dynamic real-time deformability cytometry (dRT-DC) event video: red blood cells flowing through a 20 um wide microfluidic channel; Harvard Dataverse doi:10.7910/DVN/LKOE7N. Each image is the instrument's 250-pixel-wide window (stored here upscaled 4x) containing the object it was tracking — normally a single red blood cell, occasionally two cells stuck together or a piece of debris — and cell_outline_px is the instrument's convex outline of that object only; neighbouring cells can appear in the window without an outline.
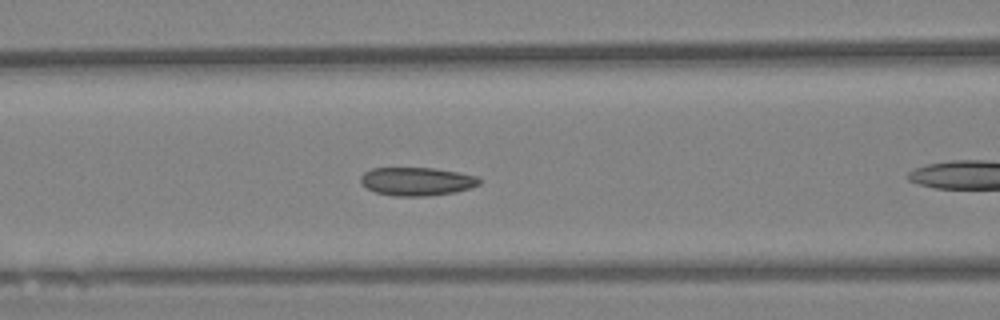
{"species": "Egyptian fruit bat (a non-hibernating species)", "species_latin": "Rousettus aegyptiacus", "temperature_condition": "warm", "stored_images_in_passage": 46, "camera_frame_rate_fps": 3000, "um_per_image_px": 0.085, "animal": {"sex": "female"}, "frame": {"image": 1, "passage_image": 10, "time_ms": 3.0, "image_size_px": [1000, 320], "cell_outline_px": [[484, 180], [480, 184], [456, 192], [428, 196], [396, 196], [376, 192], [368, 188], [360, 180], [360, 176], [364, 172], [372, 168], [432, 168], [456, 172], [476, 176]], "centroid_in_image_um": [35.45, 15.42], "position_along_channel_um": 131.2, "area_um2": 19.48}}
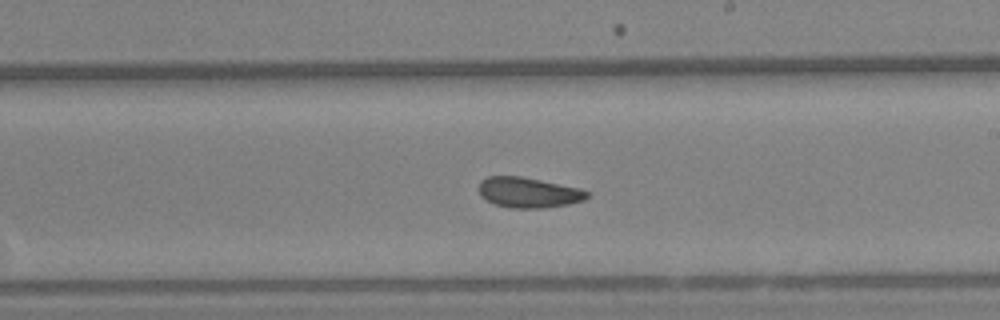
{"frame": {"image": 2, "passage_image": 20, "time_ms": 6.333, "image_size_px": [1000, 320], "cell_outline_px": [[588, 196], [584, 200], [568, 204], [544, 208], [512, 208], [496, 204], [480, 196], [480, 180], [488, 176], [520, 176], [580, 188], [588, 192]], "centroid_in_image_um": [44.92, 16.36], "position_along_channel_um": 244.1, "area_um2": 18.96}}
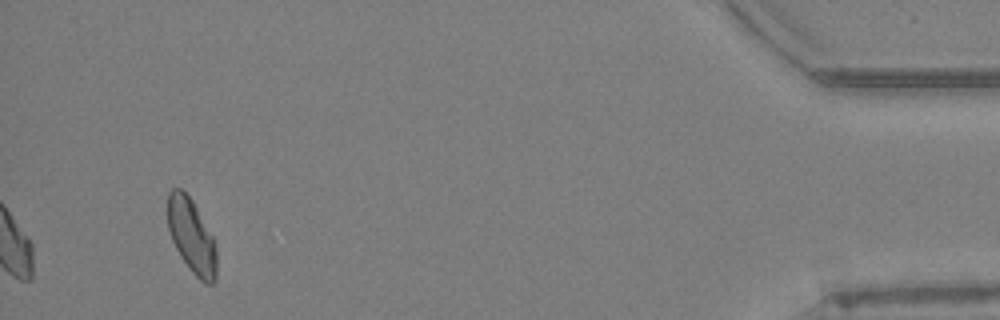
{"frame": {"image": 3, "passage_image": 46, "time_ms": 15.0, "image_size_px": [1000, 320], "cell_outline_px": [[216, 280], [212, 284], [204, 284], [192, 272], [180, 256], [172, 240], [168, 228], [168, 192], [172, 188], [180, 188], [192, 200], [216, 240]], "centroid_in_image_um": [16.31, 20.08], "position_along_channel_um": 418.9, "area_um2": 21.33}, "authors_computed_cell_mechanics": {"area_um2": 19.2474, "velocity_mm_per_s": 3.3996, "shape_relaxation_time_tau1_ms": null, "shape_relaxation_time_tau2_ms": 4.5337, "deformation_change_tau1": null, "deformation_change_tau2": 0.0612}}